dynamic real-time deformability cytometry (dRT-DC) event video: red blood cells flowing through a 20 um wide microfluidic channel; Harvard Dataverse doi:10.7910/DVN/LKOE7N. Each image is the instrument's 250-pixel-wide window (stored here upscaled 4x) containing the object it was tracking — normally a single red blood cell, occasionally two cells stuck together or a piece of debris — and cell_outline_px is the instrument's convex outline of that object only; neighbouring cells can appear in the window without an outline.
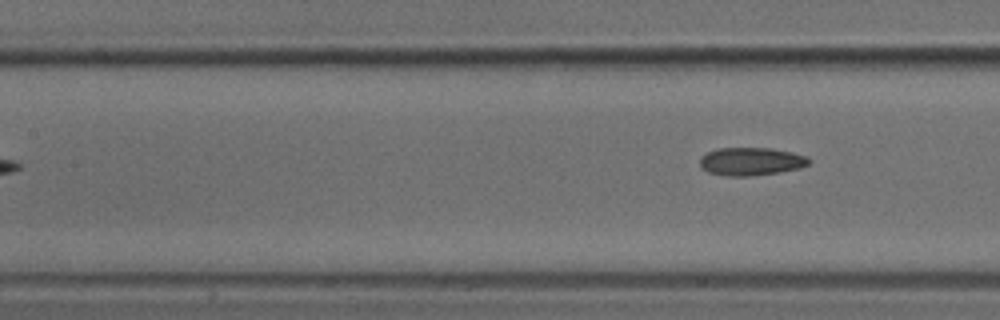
{"species": "common noctule bat (a hibernating species)", "species_latin": "Nyctalus noctula", "temperature_condition": "cold", "stored_images_in_passage": 4, "camera_frame_rate_fps": 3000, "um_per_image_px": 0.085, "animal": {"sex": "male", "body_mass_g": 18.8}, "frame": {"image": 1, "passage_image": 4, "time_ms": 1.0, "image_size_px": [1000, 320], "cell_outline_px": [[812, 160], [808, 164], [800, 168], [780, 172], [752, 176], [728, 176], [708, 172], [700, 164], [700, 156], [708, 152], [720, 148], [772, 148], [792, 152], [808, 156]], "centroid_in_image_um": [63.88, 13.72], "position_along_channel_um": 143.5, "area_um2": 17.86}}